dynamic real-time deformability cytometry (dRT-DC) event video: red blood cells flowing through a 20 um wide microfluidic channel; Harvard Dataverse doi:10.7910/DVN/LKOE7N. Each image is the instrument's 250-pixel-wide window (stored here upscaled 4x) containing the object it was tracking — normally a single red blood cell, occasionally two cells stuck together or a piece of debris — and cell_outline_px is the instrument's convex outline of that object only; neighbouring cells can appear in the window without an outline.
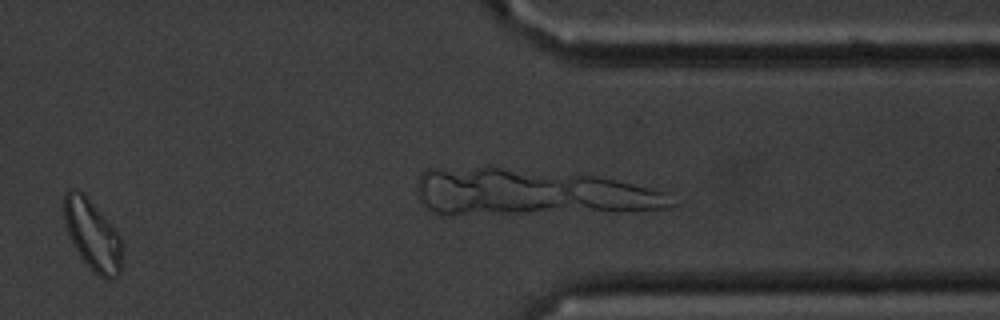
{"species": "common noctule bat (a hibernating species)", "species_latin": "Nyctalus noctula", "temperature_condition": "cold", "stored_images_in_passage": 43, "camera_frame_rate_fps": 3000, "um_per_image_px": 0.085, "animal": {"sex": "male", "body_mass_g": 20.1, "forearm_length_mm": 53.5}, "frame": {"image": 1, "passage_image": 36, "time_ms": 11.667, "image_size_px": [1000, 320], "cell_outline_px": [[120, 276], [108, 280], [104, 280], [80, 256], [72, 244], [64, 220], [64, 192], [72, 188], [76, 188], [84, 192], [88, 196], [120, 236]], "centroid_in_image_um": [7.83, 19.92], "position_along_channel_um": 403.6, "area_um2": 23.58}}